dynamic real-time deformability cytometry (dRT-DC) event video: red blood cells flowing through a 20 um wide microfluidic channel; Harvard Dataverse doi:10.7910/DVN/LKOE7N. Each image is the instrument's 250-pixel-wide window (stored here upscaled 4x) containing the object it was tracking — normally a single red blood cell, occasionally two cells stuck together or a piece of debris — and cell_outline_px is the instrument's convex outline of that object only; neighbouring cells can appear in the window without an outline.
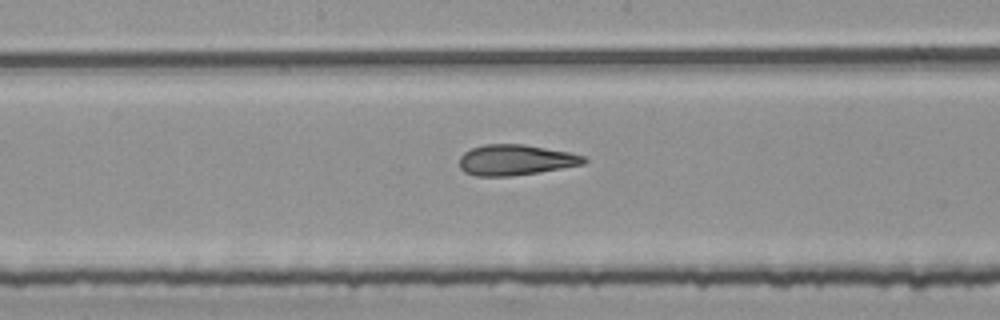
{"species": "common noctule bat (a hibernating species)", "species_latin": "Nyctalus noctula", "temperature_condition": "room temperature", "stored_images_in_passage": 55, "camera_frame_rate_fps": 3000, "um_per_image_px": 0.085, "animal": {"sex": "female", "body_mass_g": 25.1}, "frame": {"image": 1, "passage_image": 28, "time_ms": 9.0, "image_size_px": [1000, 320], "cell_outline_px": [[588, 160], [584, 164], [540, 172], [512, 176], [476, 176], [464, 172], [460, 168], [460, 156], [464, 152], [472, 148], [484, 144], [524, 144], [568, 152], [584, 156]], "centroid_in_image_um": [43.81, 13.6], "position_along_channel_um": 204.4, "area_um2": 22.25}}
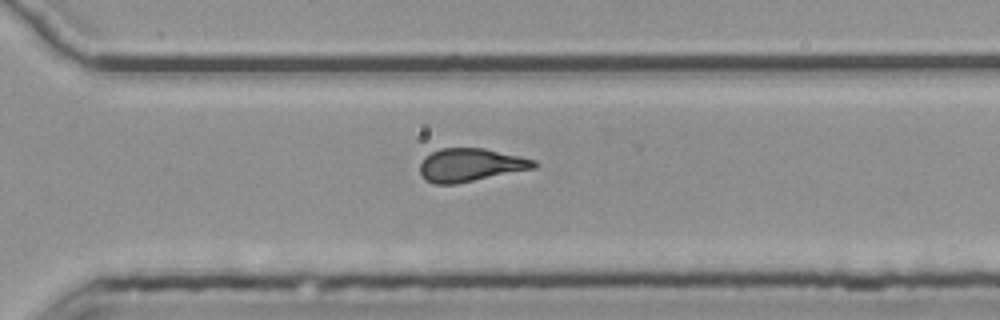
{"frame": {"image": 2, "passage_image": 38, "time_ms": 12.333, "image_size_px": [1000, 320], "cell_outline_px": [[536, 168], [456, 184], [436, 184], [424, 180], [420, 172], [420, 164], [424, 156], [440, 148], [484, 148], [520, 156], [536, 160]], "centroid_in_image_um": [39.97, 14.02], "position_along_channel_um": 330.6, "area_um2": 22.14}}
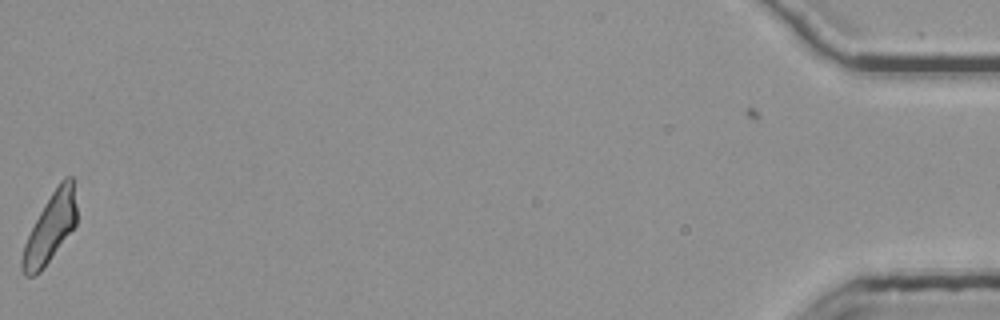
{"frame": {"image": 3, "passage_image": 54, "time_ms": 17.667, "image_size_px": [1000, 320], "cell_outline_px": [[76, 224], [40, 272], [32, 276], [24, 276], [20, 268], [20, 260], [24, 244], [44, 204], [60, 180], [64, 176], [72, 176], [76, 204]], "centroid_in_image_um": [4.25, 19.38], "position_along_channel_um": 431.0, "area_um2": 21.5}, "authors_computed_cell_mechanics": {"area_um2": 22.3686, "velocity_mm_per_s": 3.8139, "shape_relaxation_time_tau1_ms": null, "shape_relaxation_time_tau2_ms": 2.6046, "deformation_change_tau1": null, "deformation_change_tau2": 0.1294}}